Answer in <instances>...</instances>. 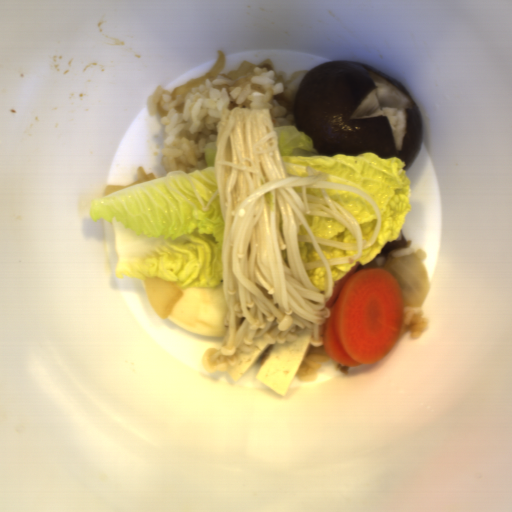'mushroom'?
<instances>
[{
  "label": "mushroom",
  "mask_w": 512,
  "mask_h": 512,
  "mask_svg": "<svg viewBox=\"0 0 512 512\" xmlns=\"http://www.w3.org/2000/svg\"><path fill=\"white\" fill-rule=\"evenodd\" d=\"M294 124L320 155L370 152L409 170L424 141L420 108L402 82L361 61L310 69L293 102Z\"/></svg>",
  "instance_id": "obj_1"
}]
</instances>
